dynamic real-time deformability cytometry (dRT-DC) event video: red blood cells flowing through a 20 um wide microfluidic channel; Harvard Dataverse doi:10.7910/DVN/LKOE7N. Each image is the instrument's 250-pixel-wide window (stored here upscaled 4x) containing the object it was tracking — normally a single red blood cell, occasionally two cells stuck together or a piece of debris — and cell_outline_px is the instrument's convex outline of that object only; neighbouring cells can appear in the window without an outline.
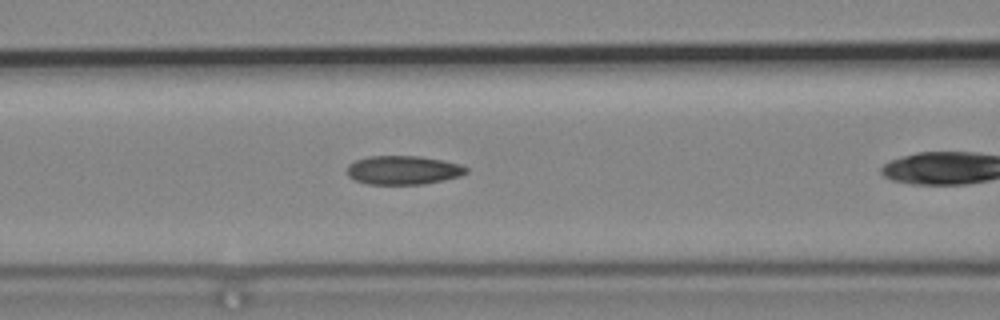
{"species": "common noctule bat (a hibernating species)", "species_latin": "Nyctalus noctula", "temperature_condition": "cold", "stored_images_in_passage": 22, "camera_frame_rate_fps": 3000, "um_per_image_px": 0.085, "animal": {"sex": "male", "body_mass_g": 19.2, "forearm_length_mm": 51.8}, "frame": {"image": 1, "passage_image": 10, "time_ms": 3.0, "image_size_px": [1000, 320], "cell_outline_px": [[468, 172], [460, 176], [444, 180], [424, 184], [368, 184], [356, 180], [348, 176], [348, 164], [356, 160], [368, 156], [420, 156], [460, 164], [468, 168]], "centroid_in_image_um": [34.28, 14.46], "position_along_channel_um": 132.3, "area_um2": 19.94}}
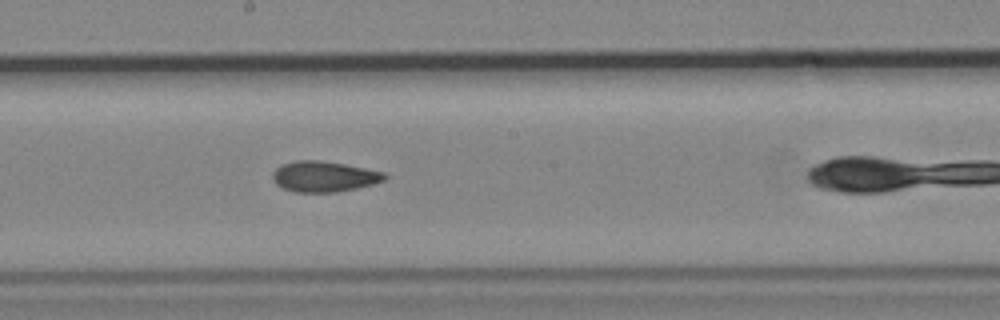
{"frame": {"image": 2, "passage_image": 17, "time_ms": 5.333, "image_size_px": [1000, 320], "cell_outline_px": [[388, 176], [384, 180], [372, 184], [356, 188], [336, 192], [292, 192], [276, 184], [272, 180], [272, 172], [276, 168], [284, 164], [296, 160], [316, 160], [344, 164], [384, 172]], "centroid_in_image_um": [27.51, 15.01], "position_along_channel_um": 220.7, "area_um2": 19.88}}
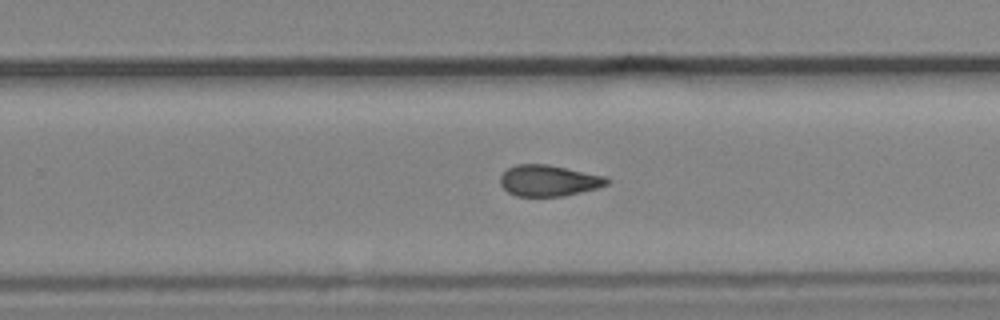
{"frame": {"image": 3, "passage_image": 22, "time_ms": 7.0, "image_size_px": [1000, 320], "cell_outline_px": [[608, 184], [596, 188], [564, 196], [516, 196], [508, 192], [500, 184], [500, 176], [508, 168], [516, 164], [548, 164], [604, 176], [608, 180]], "centroid_in_image_um": [46.6, 15.35], "position_along_channel_um": 283.2, "area_um2": 19.19}}